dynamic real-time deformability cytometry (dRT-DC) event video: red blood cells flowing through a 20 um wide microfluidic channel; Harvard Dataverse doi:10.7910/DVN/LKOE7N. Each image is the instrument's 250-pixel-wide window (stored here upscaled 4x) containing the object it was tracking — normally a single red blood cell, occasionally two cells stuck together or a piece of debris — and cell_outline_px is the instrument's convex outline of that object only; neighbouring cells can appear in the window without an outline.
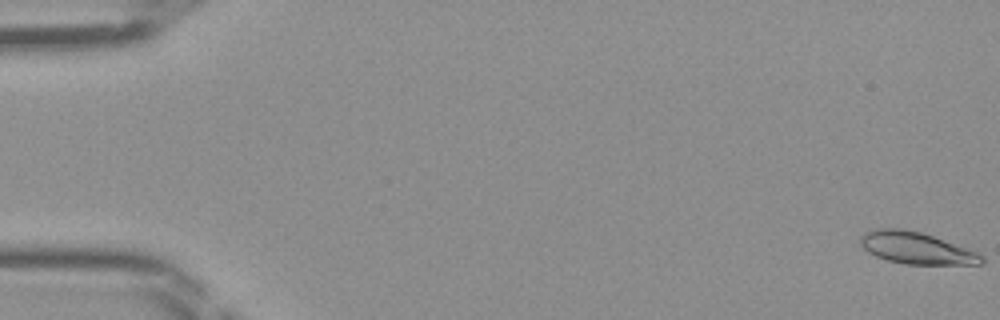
{"species": "Egyptian fruit bat (a non-hibernating species)", "species_latin": "Rousettus aegyptiacus", "temperature_condition": "room temperature", "stored_images_in_passage": 47, "camera_frame_rate_fps": 3000, "um_per_image_px": 0.085, "frame": {"image": 1, "passage_image": 1, "time_ms": 0.0, "image_size_px": [1000, 320], "cell_outline_px": [[984, 264], [904, 264], [888, 260], [876, 256], [868, 252], [860, 244], [860, 236], [864, 232], [876, 228], [904, 228], [920, 232], [932, 236], [976, 252], [984, 256]], "centroid_in_image_um": [77.84, 21.08], "position_along_channel_um": 7.2, "area_um2": 22.31}}
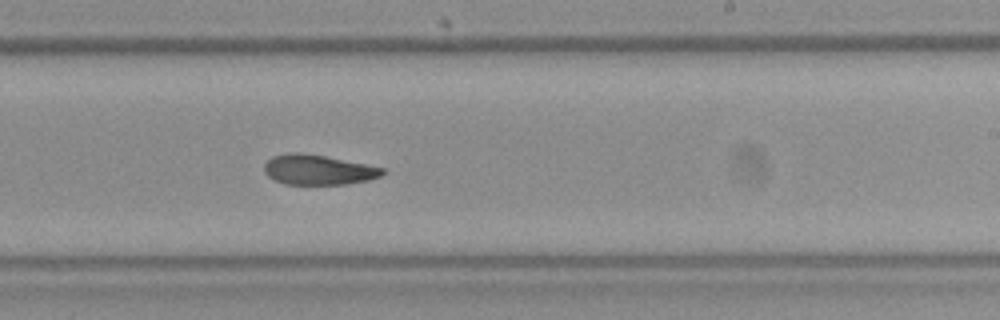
{"frame": {"image": 2, "passage_image": 29, "time_ms": 9.333, "image_size_px": [1000, 320], "cell_outline_px": [[388, 172], [380, 176], [368, 180], [348, 184], [284, 184], [268, 176], [264, 172], [264, 164], [272, 156], [292, 152], [300, 152], [324, 156], [368, 164], [384, 168]], "centroid_in_image_um": [27.07, 14.43], "position_along_channel_um": 261.9, "area_um2": 20.75}}
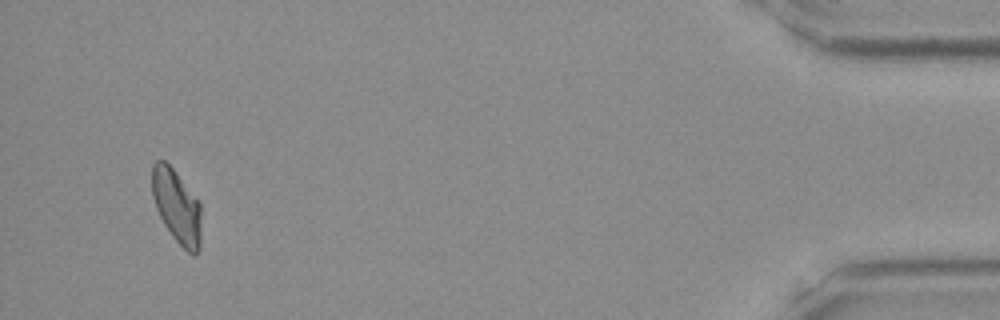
{"frame": {"image": 3, "passage_image": 45, "time_ms": 14.667, "image_size_px": [1000, 320], "cell_outline_px": [[200, 248], [196, 256], [192, 256], [172, 236], [164, 224], [156, 208], [152, 196], [152, 164], [156, 160], [164, 160], [172, 168], [200, 200]], "centroid_in_image_um": [15.03, 17.54], "position_along_channel_um": 420.2, "area_um2": 21.21}}